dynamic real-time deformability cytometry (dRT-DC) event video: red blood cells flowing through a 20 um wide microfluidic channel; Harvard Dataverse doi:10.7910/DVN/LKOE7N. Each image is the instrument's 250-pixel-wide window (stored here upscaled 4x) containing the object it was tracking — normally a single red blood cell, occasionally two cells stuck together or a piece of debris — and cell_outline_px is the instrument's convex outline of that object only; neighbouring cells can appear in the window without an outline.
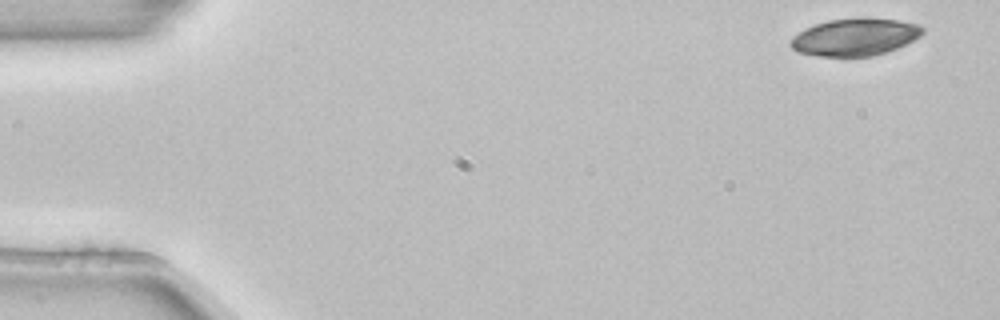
{"species": "common noctule bat (a hibernating species)", "species_latin": "Nyctalus noctula", "temperature_condition": "room temperature", "stored_images_in_passage": 4, "camera_frame_rate_fps": 3000, "um_per_image_px": 0.085, "animal": {"sex": "female", "body_mass_g": 22.7, "forearm_length_mm": 54.2}, "frame": {"image": 1, "passage_image": 1, "time_ms": 0.0, "image_size_px": [1000, 320], "cell_outline_px": [[924, 32], [920, 36], [896, 48], [872, 56], [820, 56], [796, 52], [788, 44], [792, 36], [804, 28], [828, 20], [864, 16], [868, 16], [900, 20], [920, 24], [924, 28]], "centroid_in_image_um": [72.66, 3.12], "position_along_channel_um": 12.3, "area_um2": 29.13}}
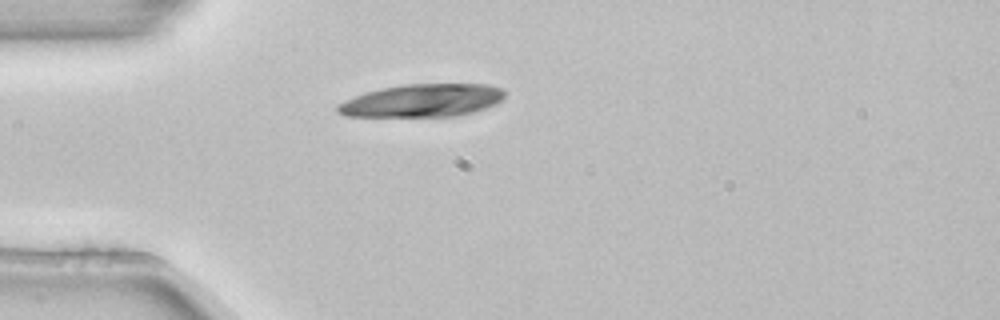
{"frame": {"image": 2, "passage_image": 4, "time_ms": 1.0, "image_size_px": [1000, 320], "cell_outline_px": [[504, 100], [496, 104], [460, 116], [344, 116], [336, 112], [336, 104], [344, 100], [364, 92], [400, 84], [488, 84], [504, 88]], "centroid_in_image_um": [35.89, 8.54], "position_along_channel_um": 49.1, "area_um2": 32.31}}